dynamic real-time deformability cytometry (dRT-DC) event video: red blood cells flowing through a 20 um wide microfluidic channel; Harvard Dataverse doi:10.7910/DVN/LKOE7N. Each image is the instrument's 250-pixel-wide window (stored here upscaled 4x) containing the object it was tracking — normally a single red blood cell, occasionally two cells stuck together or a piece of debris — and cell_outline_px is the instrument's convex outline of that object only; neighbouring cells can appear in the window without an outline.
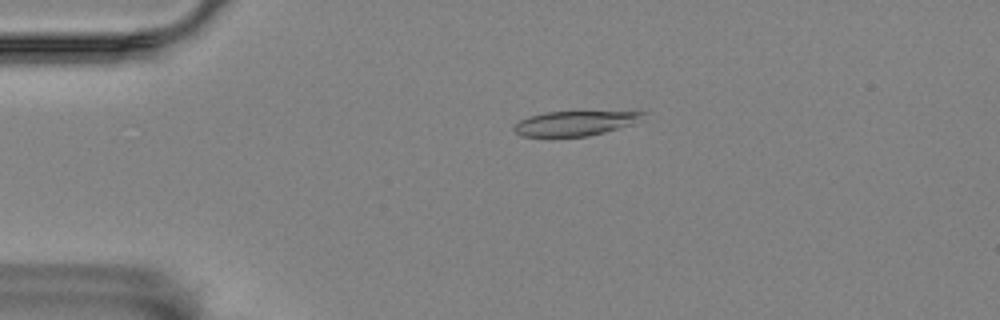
{"species": "Egyptian fruit bat (a non-hibernating species)", "species_latin": "Rousettus aegyptiacus", "temperature_condition": "room temperature", "stored_images_in_passage": 5, "camera_frame_rate_fps": 3000, "um_per_image_px": 0.085, "animal": {"sex": "female"}, "frame": {"image": 1, "passage_image": 4, "time_ms": 3.333, "image_size_px": [1000, 320], "cell_outline_px": [[644, 112], [632, 124], [604, 132], [588, 136], [520, 136], [512, 128], [520, 120], [528, 116], [544, 112]], "centroid_in_image_um": [48.75, 10.48], "position_along_channel_um": 36.3, "area_um2": 17.98}}